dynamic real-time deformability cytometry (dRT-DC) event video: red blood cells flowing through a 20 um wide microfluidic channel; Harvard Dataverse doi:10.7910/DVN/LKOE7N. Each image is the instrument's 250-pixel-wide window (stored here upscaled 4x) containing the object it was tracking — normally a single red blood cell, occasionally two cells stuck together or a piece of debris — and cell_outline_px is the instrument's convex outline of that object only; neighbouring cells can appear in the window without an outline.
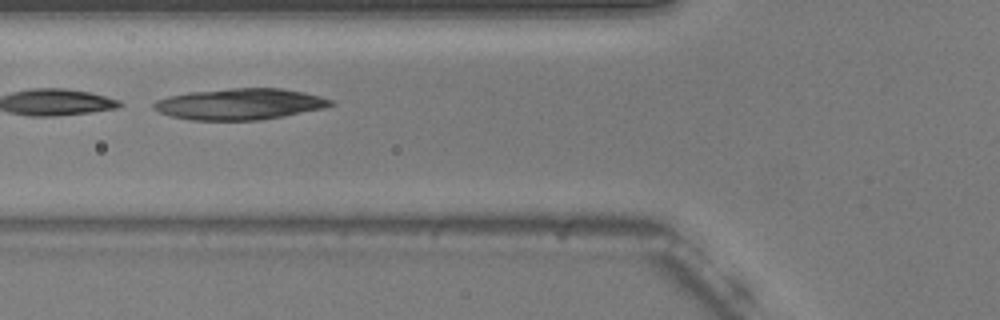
{"species": "common noctule bat (a hibernating species)", "species_latin": "Nyctalus noctula", "temperature_condition": "warm", "stored_images_in_passage": 7, "camera_frame_rate_fps": 3000, "um_per_image_px": 0.085, "animal": {"sex": "male", "body_mass_g": 20.5, "forearm_length_mm": 52.5}, "frame": {"image": 1, "passage_image": 4, "time_ms": 1.0, "image_size_px": [1000, 320], "cell_outline_px": [[336, 104], [324, 108], [284, 116], [260, 120], [192, 120], [172, 116], [160, 112], [152, 108], [152, 104], [156, 100], [168, 96], [188, 92], [232, 88], [280, 88], [304, 92], [320, 96], [332, 100]], "centroid_in_image_um": [20.39, 8.84], "position_along_channel_um": 105.4, "area_um2": 32.19}}